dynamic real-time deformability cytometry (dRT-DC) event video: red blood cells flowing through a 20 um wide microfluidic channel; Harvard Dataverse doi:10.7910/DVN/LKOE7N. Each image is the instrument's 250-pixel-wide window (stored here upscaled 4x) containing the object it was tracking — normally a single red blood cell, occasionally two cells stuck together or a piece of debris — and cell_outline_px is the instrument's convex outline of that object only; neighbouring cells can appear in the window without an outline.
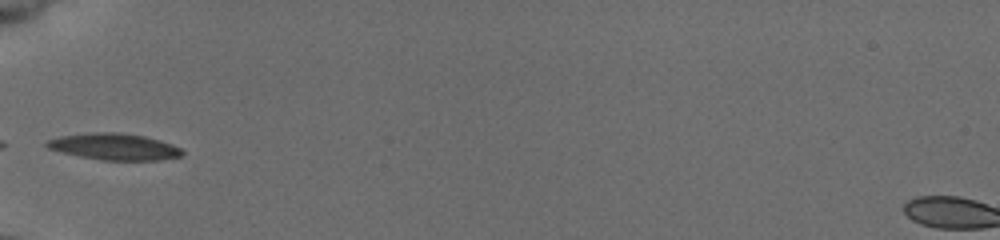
{"species": "common noctule bat (a hibernating species)", "species_latin": "Nyctalus noctula", "temperature_condition": "cold", "stored_images_in_passage": 4, "camera_frame_rate_fps": 3000, "um_per_image_px": 0.085, "animal": {"sex": "female", "body_mass_g": 19.5, "forearm_length_mm": 54.1}, "frame": {"image": 1, "passage_image": 1, "time_ms": 0.0, "image_size_px": [1000, 240], "cell_outline_px": [[184, 152], [180, 156], [160, 160], [104, 160], [80, 156], [48, 148], [44, 144], [48, 140], [60, 136], [92, 132], [120, 132], [144, 136], [160, 140], [172, 144], [180, 148]], "centroid_in_image_um": [9.73, 12.46], "position_along_channel_um": 75.3, "area_um2": 20.75}}